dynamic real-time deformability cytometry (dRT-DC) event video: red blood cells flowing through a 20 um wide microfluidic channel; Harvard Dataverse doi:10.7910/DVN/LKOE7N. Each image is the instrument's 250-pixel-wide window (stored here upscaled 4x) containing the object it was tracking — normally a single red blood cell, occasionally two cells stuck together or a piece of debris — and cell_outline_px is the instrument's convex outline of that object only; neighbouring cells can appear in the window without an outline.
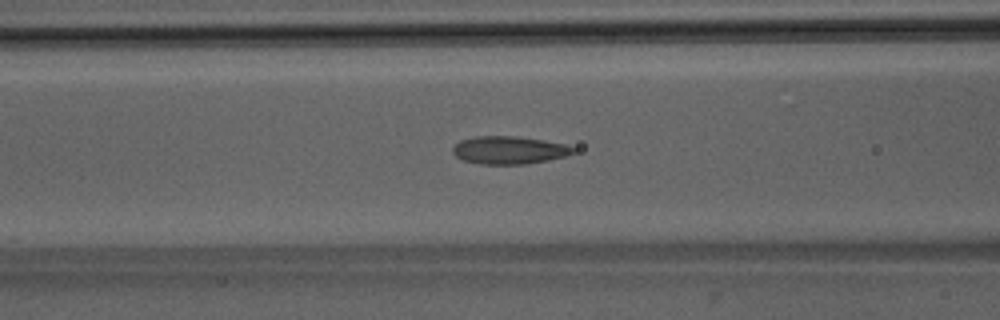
{"species": "Egyptian fruit bat (a non-hibernating species)", "species_latin": "Rousettus aegyptiacus", "temperature_condition": "room temperature", "stored_images_in_passage": 45, "camera_frame_rate_fps": 3000, "um_per_image_px": 0.085, "animal": {"sex": "male"}, "frame": {"image": 1, "passage_image": 19, "time_ms": 6.0, "image_size_px": [1000, 320], "cell_outline_px": [[576, 152], [564, 156], [548, 160], [524, 164], [480, 164], [464, 160], [456, 156], [452, 152], [452, 148], [460, 140], [476, 136], [516, 136], [544, 140], [564, 144], [576, 148]], "centroid_in_image_um": [43.27, 12.75], "position_along_channel_um": 123.3, "area_um2": 19.48}}
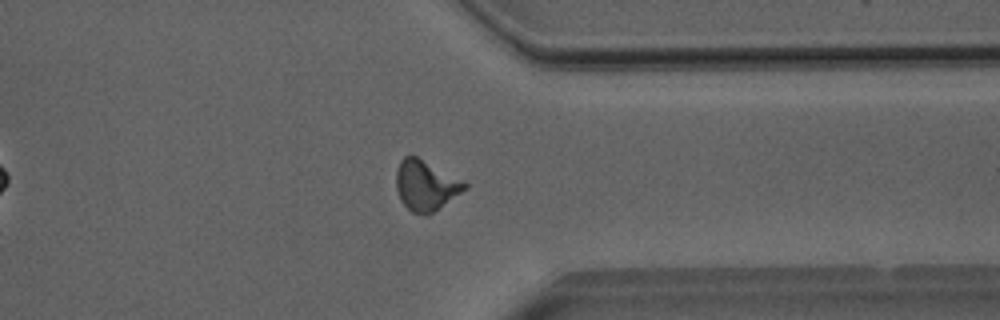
{"frame": {"image": 2, "passage_image": 38, "time_ms": 12.333, "image_size_px": [1000, 320], "cell_outline_px": [[468, 188], [428, 216], [424, 216], [412, 212], [400, 200], [396, 188], [396, 172], [400, 160], [404, 156], [416, 156], [464, 180], [468, 184]], "centroid_in_image_um": [36.2, 15.77], "position_along_channel_um": 375.2, "area_um2": 20.23}}
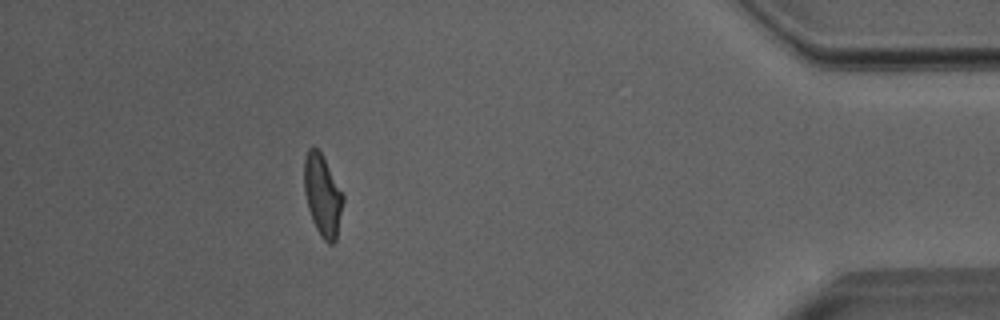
{"frame": {"image": 3, "passage_image": 44, "time_ms": 14.333, "image_size_px": [1000, 320], "cell_outline_px": [[344, 200], [336, 240], [332, 244], [328, 244], [320, 236], [312, 220], [308, 208], [304, 192], [304, 160], [308, 148], [316, 148], [320, 152], [344, 192]], "centroid_in_image_um": [27.43, 16.62], "position_along_channel_um": 407.8, "area_um2": 18.61}}